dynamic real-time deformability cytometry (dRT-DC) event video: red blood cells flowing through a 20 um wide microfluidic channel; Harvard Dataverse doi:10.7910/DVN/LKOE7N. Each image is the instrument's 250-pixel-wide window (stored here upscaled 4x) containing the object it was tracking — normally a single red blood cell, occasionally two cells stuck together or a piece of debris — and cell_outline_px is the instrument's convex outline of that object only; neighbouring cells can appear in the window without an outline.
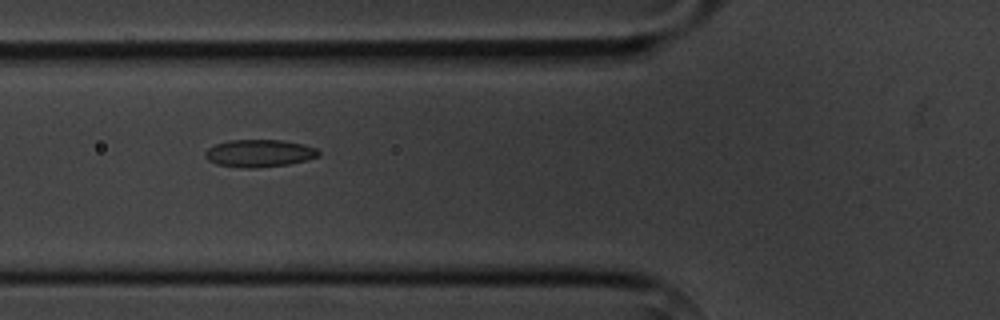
{"species": "common noctule bat (a hibernating species)", "species_latin": "Nyctalus noctula", "temperature_condition": "cold", "stored_images_in_passage": 10, "camera_frame_rate_fps": 3000, "um_per_image_px": 0.085, "animal": {"sex": "male", "body_mass_g": 20.1, "forearm_length_mm": 53.5}, "frame": {"image": 1, "passage_image": 5, "time_ms": 4.667, "image_size_px": [1000, 320], "cell_outline_px": [[320, 156], [308, 160], [288, 164], [256, 168], [244, 168], [216, 164], [208, 160], [204, 156], [204, 152], [208, 148], [216, 144], [228, 140], [284, 140], [304, 144], [316, 148], [320, 152]], "centroid_in_image_um": [22.05, 13.02], "position_along_channel_um": 103.7, "area_um2": 18.32}}
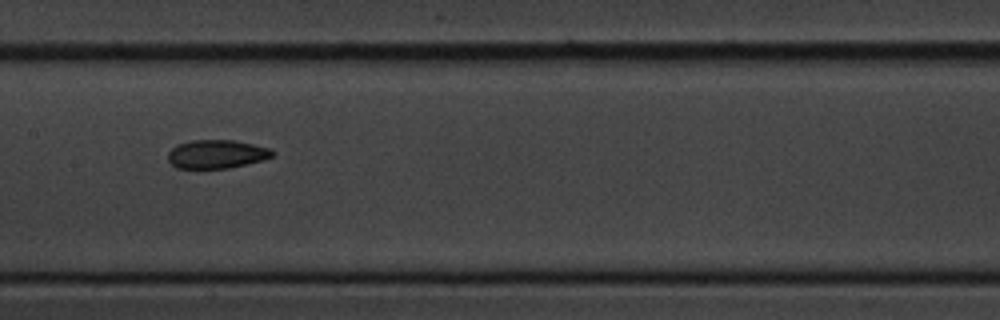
{"frame": {"image": 2, "passage_image": 7, "time_ms": 7.0, "image_size_px": [1000, 320], "cell_outline_px": [[276, 152], [272, 156], [264, 160], [228, 168], [176, 168], [168, 160], [168, 152], [176, 144], [192, 140], [236, 140], [272, 148]], "centroid_in_image_um": [18.44, 13.09], "position_along_channel_um": 189.0, "area_um2": 17.57}}
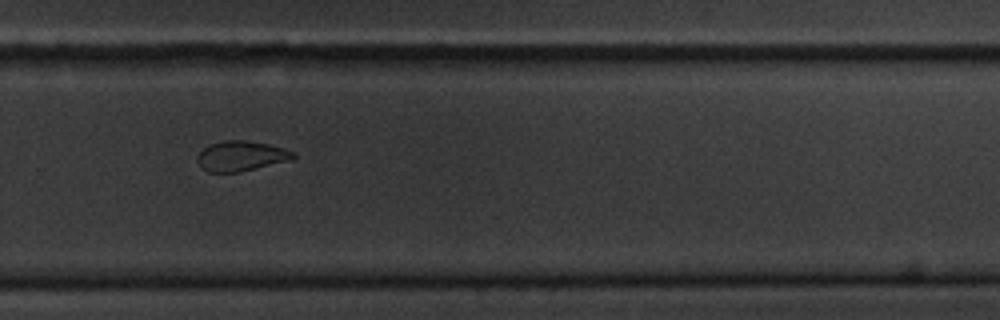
{"frame": {"image": 3, "passage_image": 10, "time_ms": 10.333, "image_size_px": [1000, 320], "cell_outline_px": [[296, 156], [292, 160], [240, 172], [208, 172], [196, 160], [196, 156], [204, 148], [212, 144], [224, 140], [244, 140], [268, 144], [284, 148], [296, 152]], "centroid_in_image_um": [20.54, 13.26], "position_along_channel_um": 309.3, "area_um2": 16.82}}